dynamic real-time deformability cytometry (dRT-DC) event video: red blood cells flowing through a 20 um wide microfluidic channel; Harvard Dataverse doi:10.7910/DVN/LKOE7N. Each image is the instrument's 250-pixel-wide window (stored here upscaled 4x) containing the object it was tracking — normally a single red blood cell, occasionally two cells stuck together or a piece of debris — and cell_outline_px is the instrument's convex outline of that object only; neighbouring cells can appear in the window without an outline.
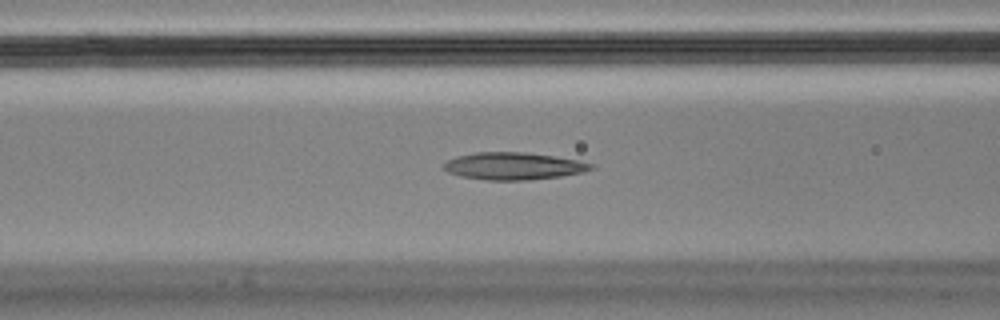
{"species": "Egyptian fruit bat (a non-hibernating species)", "species_latin": "Rousettus aegyptiacus", "temperature_condition": "cold", "stored_images_in_passage": 30, "camera_frame_rate_fps": 3000, "um_per_image_px": 0.085, "animal": {"sex": "male"}, "frame": {"image": 1, "passage_image": 6, "time_ms": 1.667, "image_size_px": [1000, 320], "cell_outline_px": [[596, 168], [584, 172], [560, 176], [528, 180], [484, 180], [460, 176], [448, 172], [444, 168], [444, 164], [448, 160], [456, 156], [476, 152], [524, 152], [556, 156], [596, 164]], "centroid_in_image_um": [43.68, 14.11], "position_along_channel_um": 122.9, "area_um2": 23.52}}
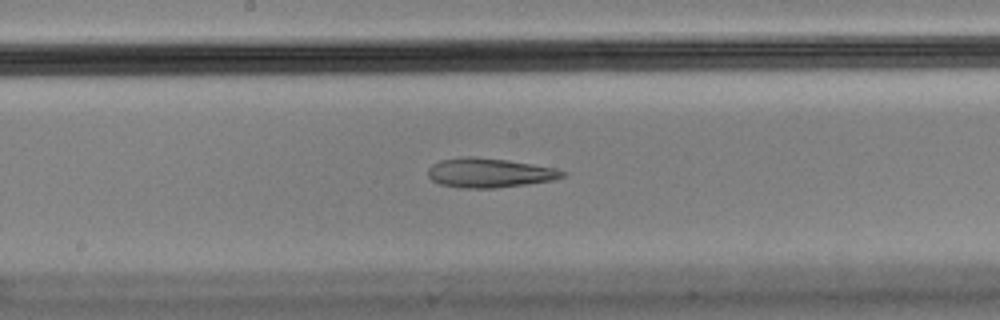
{"frame": {"image": 2, "passage_image": 13, "time_ms": 4.0, "image_size_px": [1000, 320], "cell_outline_px": [[568, 172], [564, 176], [552, 180], [528, 184], [496, 188], [460, 188], [440, 184], [432, 180], [428, 176], [428, 168], [432, 164], [440, 160], [460, 156], [476, 156], [508, 160], [556, 168]], "centroid_in_image_um": [41.58, 14.68], "position_along_channel_um": 206.6, "area_um2": 23.29}}
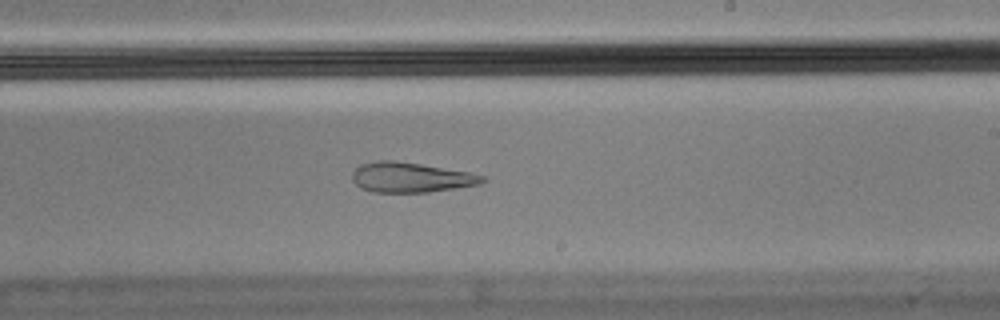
{"frame": {"image": 3, "passage_image": 17, "time_ms": 5.333, "image_size_px": [1000, 320], "cell_outline_px": [[488, 180], [480, 184], [456, 188], [428, 192], [372, 192], [360, 188], [352, 180], [352, 172], [360, 164], [376, 160], [392, 160], [420, 164], [472, 172], [488, 176]], "centroid_in_image_um": [34.95, 15.07], "position_along_channel_um": 254.0, "area_um2": 23.06}}